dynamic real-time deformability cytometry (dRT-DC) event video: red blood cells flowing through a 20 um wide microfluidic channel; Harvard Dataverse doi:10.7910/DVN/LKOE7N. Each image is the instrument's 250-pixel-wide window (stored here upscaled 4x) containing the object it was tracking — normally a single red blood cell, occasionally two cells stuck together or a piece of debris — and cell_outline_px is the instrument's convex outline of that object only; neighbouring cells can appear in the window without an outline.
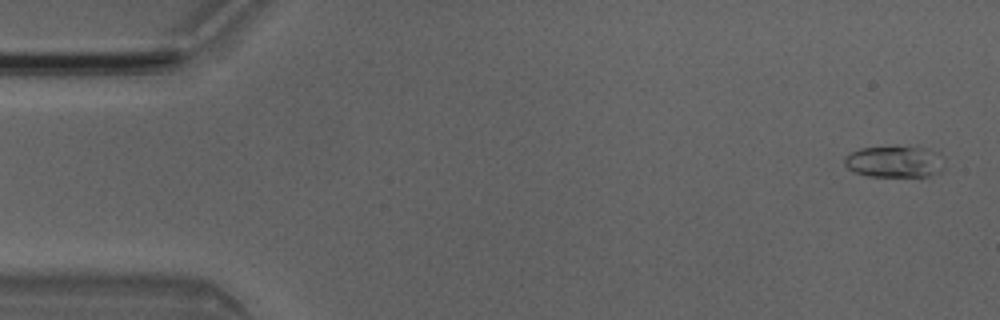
{"species": "Egyptian fruit bat (a non-hibernating species)", "species_latin": "Rousettus aegyptiacus", "temperature_condition": "room temperature", "stored_images_in_passage": 6, "camera_frame_rate_fps": 3000, "um_per_image_px": 0.085, "animal": {"sex": "male"}, "frame": {"image": 1, "passage_image": 1, "time_ms": 0.0, "image_size_px": [1000, 320], "cell_outline_px": [[944, 156], [940, 172], [928, 176], [868, 176], [856, 172], [848, 168], [844, 164], [844, 156], [860, 148], [928, 148], [940, 152]], "centroid_in_image_um": [76.06, 13.75], "position_along_channel_um": 8.9, "area_um2": 18.09}}